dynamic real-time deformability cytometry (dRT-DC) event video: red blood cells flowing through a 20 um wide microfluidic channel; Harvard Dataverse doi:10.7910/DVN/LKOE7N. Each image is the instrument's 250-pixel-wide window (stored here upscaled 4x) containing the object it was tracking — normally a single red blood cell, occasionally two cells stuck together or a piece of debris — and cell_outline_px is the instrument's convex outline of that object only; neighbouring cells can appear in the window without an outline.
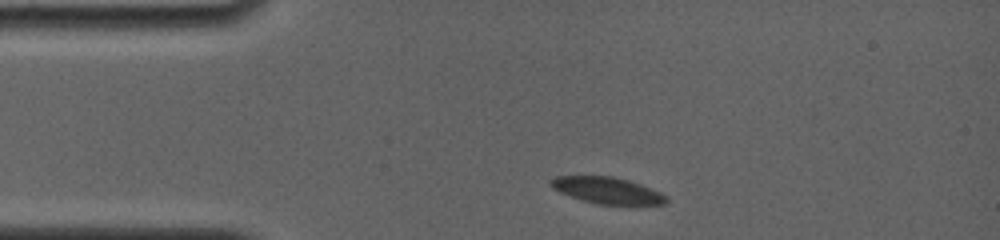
{"species": "common noctule bat (a hibernating species)", "species_latin": "Nyctalus noctula", "temperature_condition": "room temperature", "stored_images_in_passage": 7, "camera_frame_rate_fps": 4000, "um_per_image_px": 0.085, "animal": {"sex": "female", "body_mass_g": 19.0, "forearm_length_mm": 56.7}, "frame": {"image": 1, "passage_image": 1, "time_ms": 0.0, "image_size_px": [1000, 240], "cell_outline_px": [[668, 204], [596, 204], [560, 192], [552, 188], [548, 184], [548, 180], [556, 176], [612, 176], [628, 180], [640, 184], [660, 192], [668, 196]], "centroid_in_image_um": [51.61, 16.17], "position_along_channel_um": 33.4, "area_um2": 17.74}}
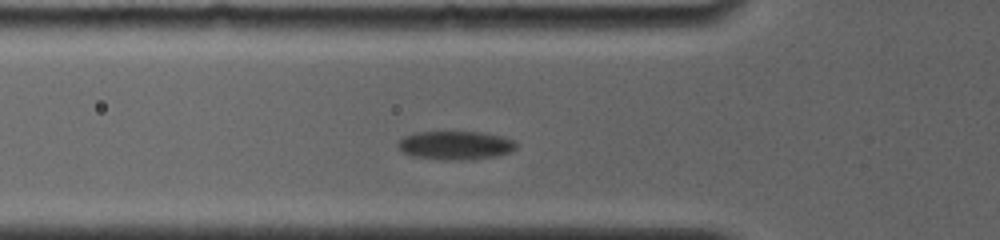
{"frame": {"image": 2, "passage_image": 4, "time_ms": 2.5, "image_size_px": [1000, 240], "cell_outline_px": [[516, 148], [512, 152], [496, 156], [464, 160], [444, 160], [412, 156], [400, 152], [396, 144], [404, 136], [412, 132], [484, 132], [504, 136], [516, 140]], "centroid_in_image_um": [38.71, 12.35], "position_along_channel_um": 87.1, "area_um2": 20.11}}
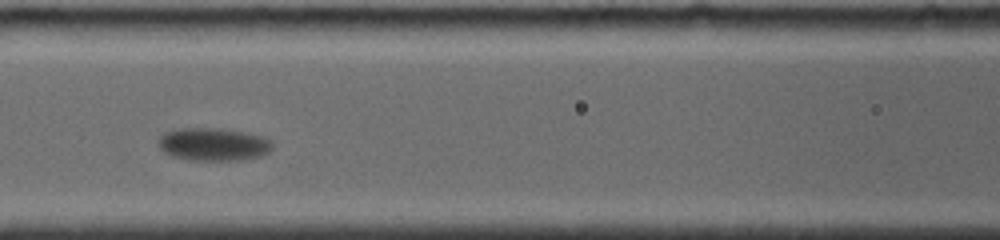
{"frame": {"image": 3, "passage_image": 6, "time_ms": 4.25, "image_size_px": [1000, 240], "cell_outline_px": [[272, 148], [264, 156], [240, 160], [192, 160], [172, 156], [164, 152], [160, 148], [160, 136], [164, 132], [180, 128], [216, 128], [248, 132], [260, 136], [268, 140], [272, 144]], "centroid_in_image_um": [18.15, 12.27], "position_along_channel_um": 148.5, "area_um2": 21.79}}